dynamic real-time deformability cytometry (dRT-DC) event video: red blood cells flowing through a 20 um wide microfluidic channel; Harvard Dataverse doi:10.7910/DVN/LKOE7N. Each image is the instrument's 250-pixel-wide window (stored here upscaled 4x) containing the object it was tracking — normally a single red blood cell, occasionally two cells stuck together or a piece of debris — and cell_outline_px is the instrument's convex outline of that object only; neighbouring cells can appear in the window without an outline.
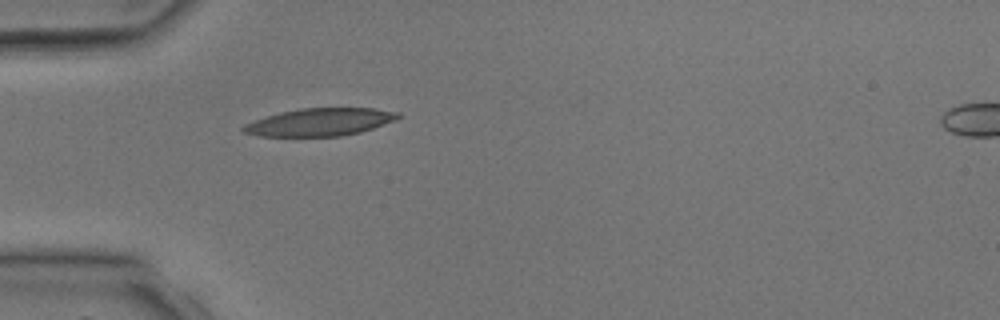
{"species": "common noctule bat (a hibernating species)", "species_latin": "Nyctalus noctula", "temperature_condition": "room temperature", "stored_images_in_passage": 5, "camera_frame_rate_fps": 3000, "um_per_image_px": 0.085, "animal": {"sex": "male", "body_mass_g": 17.9, "forearm_length_mm": 54.2}, "frame": {"image": 1, "passage_image": 4, "time_ms": 3.667, "image_size_px": [1000, 320], "cell_outline_px": [[400, 116], [396, 120], [360, 132], [340, 136], [256, 136], [244, 132], [240, 128], [244, 124], [280, 112], [300, 108], [372, 108], [400, 112]], "centroid_in_image_um": [27.19, 10.37], "position_along_channel_um": 57.8, "area_um2": 24.8}}